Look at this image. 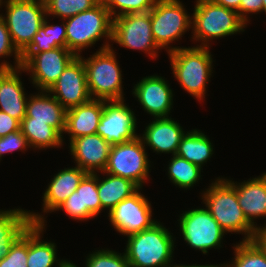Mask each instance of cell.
Listing matches in <instances>:
<instances>
[{
	"label": "cell",
	"mask_w": 266,
	"mask_h": 267,
	"mask_svg": "<svg viewBox=\"0 0 266 267\" xmlns=\"http://www.w3.org/2000/svg\"><path fill=\"white\" fill-rule=\"evenodd\" d=\"M203 202L225 232L244 233L243 241L253 240L256 227L245 217L235 187L228 179L218 178L203 192Z\"/></svg>",
	"instance_id": "obj_1"
},
{
	"label": "cell",
	"mask_w": 266,
	"mask_h": 267,
	"mask_svg": "<svg viewBox=\"0 0 266 267\" xmlns=\"http://www.w3.org/2000/svg\"><path fill=\"white\" fill-rule=\"evenodd\" d=\"M209 47H169L171 68L175 79L190 95L205 98L206 84L212 73V56Z\"/></svg>",
	"instance_id": "obj_2"
},
{
	"label": "cell",
	"mask_w": 266,
	"mask_h": 267,
	"mask_svg": "<svg viewBox=\"0 0 266 267\" xmlns=\"http://www.w3.org/2000/svg\"><path fill=\"white\" fill-rule=\"evenodd\" d=\"M161 223L128 236L125 256L130 267H168L172 263L174 241Z\"/></svg>",
	"instance_id": "obj_3"
},
{
	"label": "cell",
	"mask_w": 266,
	"mask_h": 267,
	"mask_svg": "<svg viewBox=\"0 0 266 267\" xmlns=\"http://www.w3.org/2000/svg\"><path fill=\"white\" fill-rule=\"evenodd\" d=\"M109 42L87 59L79 56L84 63L89 94L92 99L111 101L124 100L122 74L114 49ZM95 96V97H94Z\"/></svg>",
	"instance_id": "obj_4"
},
{
	"label": "cell",
	"mask_w": 266,
	"mask_h": 267,
	"mask_svg": "<svg viewBox=\"0 0 266 267\" xmlns=\"http://www.w3.org/2000/svg\"><path fill=\"white\" fill-rule=\"evenodd\" d=\"M192 17L193 40L202 41L197 47H208L211 39L243 32L247 25L236 11L213 0H197Z\"/></svg>",
	"instance_id": "obj_5"
},
{
	"label": "cell",
	"mask_w": 266,
	"mask_h": 267,
	"mask_svg": "<svg viewBox=\"0 0 266 267\" xmlns=\"http://www.w3.org/2000/svg\"><path fill=\"white\" fill-rule=\"evenodd\" d=\"M65 20L67 49L76 56L100 38L112 41L113 18L101 1L93 8Z\"/></svg>",
	"instance_id": "obj_6"
},
{
	"label": "cell",
	"mask_w": 266,
	"mask_h": 267,
	"mask_svg": "<svg viewBox=\"0 0 266 267\" xmlns=\"http://www.w3.org/2000/svg\"><path fill=\"white\" fill-rule=\"evenodd\" d=\"M5 20L11 40L21 53L32 41L33 36L45 21L46 10L44 0H6Z\"/></svg>",
	"instance_id": "obj_7"
},
{
	"label": "cell",
	"mask_w": 266,
	"mask_h": 267,
	"mask_svg": "<svg viewBox=\"0 0 266 267\" xmlns=\"http://www.w3.org/2000/svg\"><path fill=\"white\" fill-rule=\"evenodd\" d=\"M141 138L111 146L108 163L102 173L113 174L134 182L140 189L149 175V159Z\"/></svg>",
	"instance_id": "obj_8"
},
{
	"label": "cell",
	"mask_w": 266,
	"mask_h": 267,
	"mask_svg": "<svg viewBox=\"0 0 266 267\" xmlns=\"http://www.w3.org/2000/svg\"><path fill=\"white\" fill-rule=\"evenodd\" d=\"M186 12L179 0H156L150 18L152 35L160 49L168 48L170 43L191 29L192 16Z\"/></svg>",
	"instance_id": "obj_9"
},
{
	"label": "cell",
	"mask_w": 266,
	"mask_h": 267,
	"mask_svg": "<svg viewBox=\"0 0 266 267\" xmlns=\"http://www.w3.org/2000/svg\"><path fill=\"white\" fill-rule=\"evenodd\" d=\"M181 215L178 220L180 231L191 248L206 255L209 249L222 247L221 240L226 232L207 208L191 209Z\"/></svg>",
	"instance_id": "obj_10"
},
{
	"label": "cell",
	"mask_w": 266,
	"mask_h": 267,
	"mask_svg": "<svg viewBox=\"0 0 266 267\" xmlns=\"http://www.w3.org/2000/svg\"><path fill=\"white\" fill-rule=\"evenodd\" d=\"M113 41L121 47L145 51L151 58L158 57L160 48L152 35L150 11L113 18Z\"/></svg>",
	"instance_id": "obj_11"
},
{
	"label": "cell",
	"mask_w": 266,
	"mask_h": 267,
	"mask_svg": "<svg viewBox=\"0 0 266 267\" xmlns=\"http://www.w3.org/2000/svg\"><path fill=\"white\" fill-rule=\"evenodd\" d=\"M124 100H103V113L96 133L101 135L111 146L134 140L136 134V117L125 105Z\"/></svg>",
	"instance_id": "obj_12"
},
{
	"label": "cell",
	"mask_w": 266,
	"mask_h": 267,
	"mask_svg": "<svg viewBox=\"0 0 266 267\" xmlns=\"http://www.w3.org/2000/svg\"><path fill=\"white\" fill-rule=\"evenodd\" d=\"M139 191L140 188L108 213L112 226L123 235L141 232L158 222L151 218V203Z\"/></svg>",
	"instance_id": "obj_13"
},
{
	"label": "cell",
	"mask_w": 266,
	"mask_h": 267,
	"mask_svg": "<svg viewBox=\"0 0 266 267\" xmlns=\"http://www.w3.org/2000/svg\"><path fill=\"white\" fill-rule=\"evenodd\" d=\"M75 57L67 48L57 47L34 54L22 68L31 73L30 78L37 90L48 91Z\"/></svg>",
	"instance_id": "obj_14"
},
{
	"label": "cell",
	"mask_w": 266,
	"mask_h": 267,
	"mask_svg": "<svg viewBox=\"0 0 266 267\" xmlns=\"http://www.w3.org/2000/svg\"><path fill=\"white\" fill-rule=\"evenodd\" d=\"M66 109L89 102L92 98L87 85L83 60L76 56L47 91Z\"/></svg>",
	"instance_id": "obj_15"
},
{
	"label": "cell",
	"mask_w": 266,
	"mask_h": 267,
	"mask_svg": "<svg viewBox=\"0 0 266 267\" xmlns=\"http://www.w3.org/2000/svg\"><path fill=\"white\" fill-rule=\"evenodd\" d=\"M132 94L154 118L169 117L173 107V91L163 77H144L135 84Z\"/></svg>",
	"instance_id": "obj_16"
},
{
	"label": "cell",
	"mask_w": 266,
	"mask_h": 267,
	"mask_svg": "<svg viewBox=\"0 0 266 267\" xmlns=\"http://www.w3.org/2000/svg\"><path fill=\"white\" fill-rule=\"evenodd\" d=\"M63 209L74 220H89L101 212L97 190V173H87L76 191L57 210Z\"/></svg>",
	"instance_id": "obj_17"
},
{
	"label": "cell",
	"mask_w": 266,
	"mask_h": 267,
	"mask_svg": "<svg viewBox=\"0 0 266 267\" xmlns=\"http://www.w3.org/2000/svg\"><path fill=\"white\" fill-rule=\"evenodd\" d=\"M69 147L76 166L82 170L87 173L105 170L111 145L101 135L96 133L72 139Z\"/></svg>",
	"instance_id": "obj_18"
},
{
	"label": "cell",
	"mask_w": 266,
	"mask_h": 267,
	"mask_svg": "<svg viewBox=\"0 0 266 267\" xmlns=\"http://www.w3.org/2000/svg\"><path fill=\"white\" fill-rule=\"evenodd\" d=\"M182 126L171 117L155 118L146 126L144 134L139 136L146 146L154 152L177 153L181 138L186 133Z\"/></svg>",
	"instance_id": "obj_19"
},
{
	"label": "cell",
	"mask_w": 266,
	"mask_h": 267,
	"mask_svg": "<svg viewBox=\"0 0 266 267\" xmlns=\"http://www.w3.org/2000/svg\"><path fill=\"white\" fill-rule=\"evenodd\" d=\"M43 215L22 209L0 210V260L32 224H44Z\"/></svg>",
	"instance_id": "obj_20"
},
{
	"label": "cell",
	"mask_w": 266,
	"mask_h": 267,
	"mask_svg": "<svg viewBox=\"0 0 266 267\" xmlns=\"http://www.w3.org/2000/svg\"><path fill=\"white\" fill-rule=\"evenodd\" d=\"M22 67L0 70V111L9 114L20 123L26 115L28 98L18 73Z\"/></svg>",
	"instance_id": "obj_21"
},
{
	"label": "cell",
	"mask_w": 266,
	"mask_h": 267,
	"mask_svg": "<svg viewBox=\"0 0 266 267\" xmlns=\"http://www.w3.org/2000/svg\"><path fill=\"white\" fill-rule=\"evenodd\" d=\"M228 181L235 187L239 205L247 220L257 227L254 219L266 217V173L241 184Z\"/></svg>",
	"instance_id": "obj_22"
},
{
	"label": "cell",
	"mask_w": 266,
	"mask_h": 267,
	"mask_svg": "<svg viewBox=\"0 0 266 267\" xmlns=\"http://www.w3.org/2000/svg\"><path fill=\"white\" fill-rule=\"evenodd\" d=\"M103 113V100L91 99L89 102L66 110L65 131L70 140L96 134Z\"/></svg>",
	"instance_id": "obj_23"
},
{
	"label": "cell",
	"mask_w": 266,
	"mask_h": 267,
	"mask_svg": "<svg viewBox=\"0 0 266 267\" xmlns=\"http://www.w3.org/2000/svg\"><path fill=\"white\" fill-rule=\"evenodd\" d=\"M86 174V171L76 166L64 168L54 175L43 194V212L57 211V208L76 191Z\"/></svg>",
	"instance_id": "obj_24"
},
{
	"label": "cell",
	"mask_w": 266,
	"mask_h": 267,
	"mask_svg": "<svg viewBox=\"0 0 266 267\" xmlns=\"http://www.w3.org/2000/svg\"><path fill=\"white\" fill-rule=\"evenodd\" d=\"M25 117H32V121L48 122L61 135L65 131L66 109L47 91L28 98Z\"/></svg>",
	"instance_id": "obj_25"
},
{
	"label": "cell",
	"mask_w": 266,
	"mask_h": 267,
	"mask_svg": "<svg viewBox=\"0 0 266 267\" xmlns=\"http://www.w3.org/2000/svg\"><path fill=\"white\" fill-rule=\"evenodd\" d=\"M43 229L44 224H32L28 228L27 267H53L55 263L62 267L66 260L57 259L55 243L41 241Z\"/></svg>",
	"instance_id": "obj_26"
},
{
	"label": "cell",
	"mask_w": 266,
	"mask_h": 267,
	"mask_svg": "<svg viewBox=\"0 0 266 267\" xmlns=\"http://www.w3.org/2000/svg\"><path fill=\"white\" fill-rule=\"evenodd\" d=\"M105 174H107V177L102 181L97 175V190L101 202V211L108 209L110 213L118 203L134 194L139 187L129 179L113 174Z\"/></svg>",
	"instance_id": "obj_27"
},
{
	"label": "cell",
	"mask_w": 266,
	"mask_h": 267,
	"mask_svg": "<svg viewBox=\"0 0 266 267\" xmlns=\"http://www.w3.org/2000/svg\"><path fill=\"white\" fill-rule=\"evenodd\" d=\"M176 154L202 169L213 154V145L202 131L194 129L183 135Z\"/></svg>",
	"instance_id": "obj_28"
},
{
	"label": "cell",
	"mask_w": 266,
	"mask_h": 267,
	"mask_svg": "<svg viewBox=\"0 0 266 267\" xmlns=\"http://www.w3.org/2000/svg\"><path fill=\"white\" fill-rule=\"evenodd\" d=\"M20 130L30 148H59L63 143V136L54 127L48 125V122L32 121V117L22 119Z\"/></svg>",
	"instance_id": "obj_29"
},
{
	"label": "cell",
	"mask_w": 266,
	"mask_h": 267,
	"mask_svg": "<svg viewBox=\"0 0 266 267\" xmlns=\"http://www.w3.org/2000/svg\"><path fill=\"white\" fill-rule=\"evenodd\" d=\"M168 165V177L174 185L183 189H190L201 178V168L186 159L173 155Z\"/></svg>",
	"instance_id": "obj_30"
},
{
	"label": "cell",
	"mask_w": 266,
	"mask_h": 267,
	"mask_svg": "<svg viewBox=\"0 0 266 267\" xmlns=\"http://www.w3.org/2000/svg\"><path fill=\"white\" fill-rule=\"evenodd\" d=\"M234 261L220 267H266V255L253 241H241L234 245Z\"/></svg>",
	"instance_id": "obj_31"
},
{
	"label": "cell",
	"mask_w": 266,
	"mask_h": 267,
	"mask_svg": "<svg viewBox=\"0 0 266 267\" xmlns=\"http://www.w3.org/2000/svg\"><path fill=\"white\" fill-rule=\"evenodd\" d=\"M101 0H44L46 15H55L65 20L89 10Z\"/></svg>",
	"instance_id": "obj_32"
},
{
	"label": "cell",
	"mask_w": 266,
	"mask_h": 267,
	"mask_svg": "<svg viewBox=\"0 0 266 267\" xmlns=\"http://www.w3.org/2000/svg\"><path fill=\"white\" fill-rule=\"evenodd\" d=\"M110 12L112 18L131 13H144L150 11L156 0H101ZM119 12H117L115 9Z\"/></svg>",
	"instance_id": "obj_33"
},
{
	"label": "cell",
	"mask_w": 266,
	"mask_h": 267,
	"mask_svg": "<svg viewBox=\"0 0 266 267\" xmlns=\"http://www.w3.org/2000/svg\"><path fill=\"white\" fill-rule=\"evenodd\" d=\"M85 267H130L125 253L111 250H96L86 257Z\"/></svg>",
	"instance_id": "obj_34"
},
{
	"label": "cell",
	"mask_w": 266,
	"mask_h": 267,
	"mask_svg": "<svg viewBox=\"0 0 266 267\" xmlns=\"http://www.w3.org/2000/svg\"><path fill=\"white\" fill-rule=\"evenodd\" d=\"M28 229L12 245L9 253L0 260V267H27Z\"/></svg>",
	"instance_id": "obj_35"
},
{
	"label": "cell",
	"mask_w": 266,
	"mask_h": 267,
	"mask_svg": "<svg viewBox=\"0 0 266 267\" xmlns=\"http://www.w3.org/2000/svg\"><path fill=\"white\" fill-rule=\"evenodd\" d=\"M12 52L14 53L15 67L9 64V62L4 61L0 64V70H9L21 67V53L13 45L5 20L0 15V57L13 56Z\"/></svg>",
	"instance_id": "obj_36"
},
{
	"label": "cell",
	"mask_w": 266,
	"mask_h": 267,
	"mask_svg": "<svg viewBox=\"0 0 266 267\" xmlns=\"http://www.w3.org/2000/svg\"><path fill=\"white\" fill-rule=\"evenodd\" d=\"M55 48L50 35H45V21L33 36L31 43L21 52V67L36 53L50 51Z\"/></svg>",
	"instance_id": "obj_37"
},
{
	"label": "cell",
	"mask_w": 266,
	"mask_h": 267,
	"mask_svg": "<svg viewBox=\"0 0 266 267\" xmlns=\"http://www.w3.org/2000/svg\"><path fill=\"white\" fill-rule=\"evenodd\" d=\"M30 148L26 137L22 131H14L0 138V159L5 153L13 152L15 150H24Z\"/></svg>",
	"instance_id": "obj_38"
},
{
	"label": "cell",
	"mask_w": 266,
	"mask_h": 267,
	"mask_svg": "<svg viewBox=\"0 0 266 267\" xmlns=\"http://www.w3.org/2000/svg\"><path fill=\"white\" fill-rule=\"evenodd\" d=\"M47 17H45V35H50L51 42H55V48H67L65 20H62L64 22L61 23V27L59 25H49Z\"/></svg>",
	"instance_id": "obj_39"
},
{
	"label": "cell",
	"mask_w": 266,
	"mask_h": 267,
	"mask_svg": "<svg viewBox=\"0 0 266 267\" xmlns=\"http://www.w3.org/2000/svg\"><path fill=\"white\" fill-rule=\"evenodd\" d=\"M262 5L263 0H241L238 14L247 24L249 22L247 14L262 12Z\"/></svg>",
	"instance_id": "obj_40"
},
{
	"label": "cell",
	"mask_w": 266,
	"mask_h": 267,
	"mask_svg": "<svg viewBox=\"0 0 266 267\" xmlns=\"http://www.w3.org/2000/svg\"><path fill=\"white\" fill-rule=\"evenodd\" d=\"M19 130L20 122L9 114L0 111V138Z\"/></svg>",
	"instance_id": "obj_41"
},
{
	"label": "cell",
	"mask_w": 266,
	"mask_h": 267,
	"mask_svg": "<svg viewBox=\"0 0 266 267\" xmlns=\"http://www.w3.org/2000/svg\"><path fill=\"white\" fill-rule=\"evenodd\" d=\"M253 241L260 247V249L266 255V224L264 227H256V232L254 234Z\"/></svg>",
	"instance_id": "obj_42"
},
{
	"label": "cell",
	"mask_w": 266,
	"mask_h": 267,
	"mask_svg": "<svg viewBox=\"0 0 266 267\" xmlns=\"http://www.w3.org/2000/svg\"><path fill=\"white\" fill-rule=\"evenodd\" d=\"M215 3L222 5L228 9L234 10L238 13L241 0H213Z\"/></svg>",
	"instance_id": "obj_43"
},
{
	"label": "cell",
	"mask_w": 266,
	"mask_h": 267,
	"mask_svg": "<svg viewBox=\"0 0 266 267\" xmlns=\"http://www.w3.org/2000/svg\"><path fill=\"white\" fill-rule=\"evenodd\" d=\"M168 267H220V265H208V264H205V265H196V264H193V265H183V264H181V265H172V264H170Z\"/></svg>",
	"instance_id": "obj_44"
},
{
	"label": "cell",
	"mask_w": 266,
	"mask_h": 267,
	"mask_svg": "<svg viewBox=\"0 0 266 267\" xmlns=\"http://www.w3.org/2000/svg\"><path fill=\"white\" fill-rule=\"evenodd\" d=\"M62 267H77V265H75L73 262L71 261H66Z\"/></svg>",
	"instance_id": "obj_45"
},
{
	"label": "cell",
	"mask_w": 266,
	"mask_h": 267,
	"mask_svg": "<svg viewBox=\"0 0 266 267\" xmlns=\"http://www.w3.org/2000/svg\"><path fill=\"white\" fill-rule=\"evenodd\" d=\"M266 13V0H263V5H262V12Z\"/></svg>",
	"instance_id": "obj_46"
}]
</instances>
